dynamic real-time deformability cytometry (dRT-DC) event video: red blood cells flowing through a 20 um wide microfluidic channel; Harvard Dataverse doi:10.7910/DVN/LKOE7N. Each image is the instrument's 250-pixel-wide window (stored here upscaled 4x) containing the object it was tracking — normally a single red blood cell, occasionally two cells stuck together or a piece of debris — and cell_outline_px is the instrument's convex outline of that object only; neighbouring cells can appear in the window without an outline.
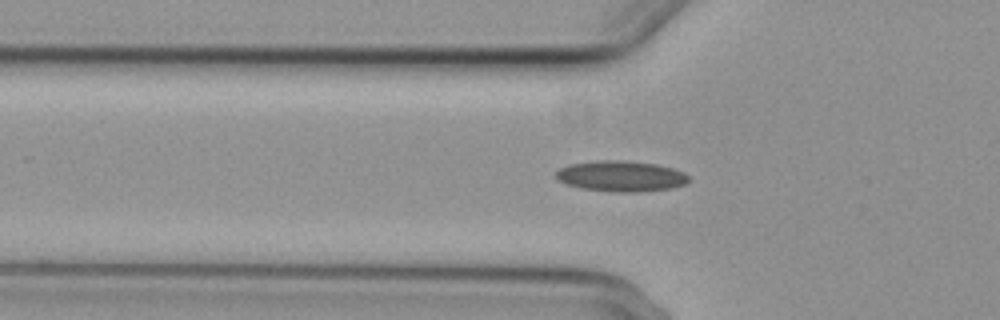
{"species": "common noctule bat (a hibernating species)", "species_latin": "Nyctalus noctula", "temperature_condition": "cold", "stored_images_in_passage": 36, "camera_frame_rate_fps": 3000, "um_per_image_px": 0.085, "animal": {"sex": "female", "body_mass_g": 29.2, "forearm_length_mm": 56.3}, "frame": {"image": 1, "passage_image": 6, "time_ms": 1.667, "image_size_px": [1000, 320], "cell_outline_px": [[688, 180], [684, 184], [672, 188], [636, 192], [616, 192], [580, 188], [556, 180], [556, 172], [560, 168], [568, 164], [596, 160], [624, 160], [656, 164], [672, 168], [684, 172], [688, 176]], "centroid_in_image_um": [52.75, 14.96], "position_along_channel_um": 73.0, "area_um2": 23.81}}
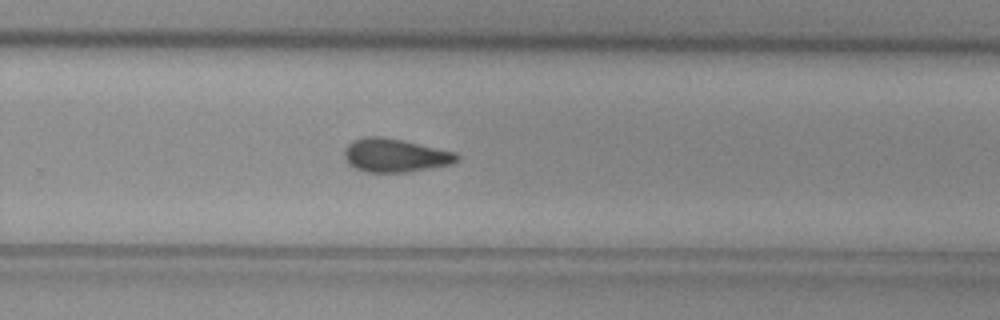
{"frame": {"image": 2, "passage_image": 24, "time_ms": 7.667, "image_size_px": [1000, 320], "cell_outline_px": [[460, 160], [452, 164], [408, 172], [364, 172], [348, 164], [344, 160], [344, 148], [352, 140], [364, 136], [380, 136], [400, 140], [456, 152], [460, 156]], "centroid_in_image_um": [33.56, 13.21], "position_along_channel_um": 296.2, "area_um2": 22.08}}
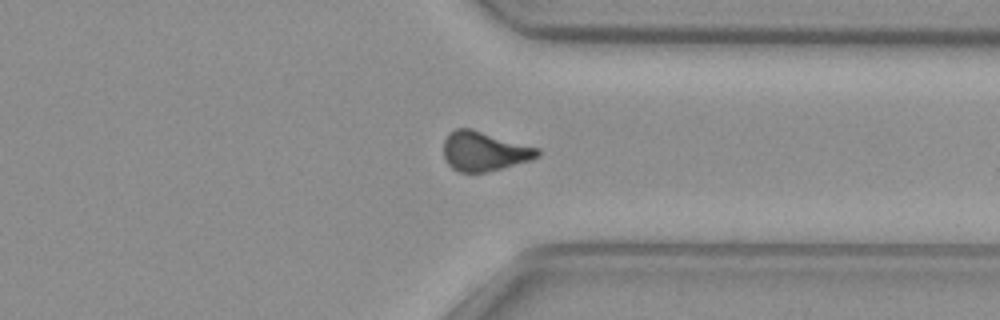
{"frame": {"image": 3, "passage_image": 30, "time_ms": 9.667, "image_size_px": [1000, 320], "cell_outline_px": [[540, 156], [532, 160], [488, 172], [460, 172], [452, 168], [448, 164], [444, 156], [444, 140], [448, 132], [456, 128], [472, 128], [540, 148]], "centroid_in_image_um": [41.18, 12.84], "position_along_channel_um": 370.2, "area_um2": 21.91}}